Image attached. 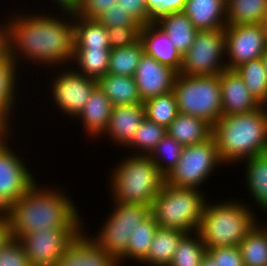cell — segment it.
<instances>
[{
  "mask_svg": "<svg viewBox=\"0 0 267 266\" xmlns=\"http://www.w3.org/2000/svg\"><path fill=\"white\" fill-rule=\"evenodd\" d=\"M44 10L46 9L35 12V9L26 11L22 8L23 12L12 10L8 12L10 14H4L7 15L6 18L2 16L3 47L20 72L25 69L20 67L24 63L32 65L29 68L43 67V70H47L46 73L51 74L48 69L70 66L72 62L73 13Z\"/></svg>",
  "mask_w": 267,
  "mask_h": 266,
  "instance_id": "cell-1",
  "label": "cell"
},
{
  "mask_svg": "<svg viewBox=\"0 0 267 266\" xmlns=\"http://www.w3.org/2000/svg\"><path fill=\"white\" fill-rule=\"evenodd\" d=\"M38 183L6 210L12 238L19 240L25 234L48 228H83L84 215L71 199L73 196H68L69 191L52 183Z\"/></svg>",
  "mask_w": 267,
  "mask_h": 266,
  "instance_id": "cell-2",
  "label": "cell"
},
{
  "mask_svg": "<svg viewBox=\"0 0 267 266\" xmlns=\"http://www.w3.org/2000/svg\"><path fill=\"white\" fill-rule=\"evenodd\" d=\"M212 136L226 168L267 152V106L246 114L222 115L212 126Z\"/></svg>",
  "mask_w": 267,
  "mask_h": 266,
  "instance_id": "cell-3",
  "label": "cell"
},
{
  "mask_svg": "<svg viewBox=\"0 0 267 266\" xmlns=\"http://www.w3.org/2000/svg\"><path fill=\"white\" fill-rule=\"evenodd\" d=\"M118 161L107 176L111 200L151 207L165 183V176L149 156L126 153Z\"/></svg>",
  "mask_w": 267,
  "mask_h": 266,
  "instance_id": "cell-4",
  "label": "cell"
},
{
  "mask_svg": "<svg viewBox=\"0 0 267 266\" xmlns=\"http://www.w3.org/2000/svg\"><path fill=\"white\" fill-rule=\"evenodd\" d=\"M233 198L236 197L213 202L209 197L206 201L197 230L206 249L239 246L245 235L262 220L246 204L247 200Z\"/></svg>",
  "mask_w": 267,
  "mask_h": 266,
  "instance_id": "cell-5",
  "label": "cell"
},
{
  "mask_svg": "<svg viewBox=\"0 0 267 266\" xmlns=\"http://www.w3.org/2000/svg\"><path fill=\"white\" fill-rule=\"evenodd\" d=\"M208 198L205 191L164 183L152 202L151 214L158 227L197 232Z\"/></svg>",
  "mask_w": 267,
  "mask_h": 266,
  "instance_id": "cell-6",
  "label": "cell"
},
{
  "mask_svg": "<svg viewBox=\"0 0 267 266\" xmlns=\"http://www.w3.org/2000/svg\"><path fill=\"white\" fill-rule=\"evenodd\" d=\"M112 208L105 214L95 233H87L104 251L113 256L120 264H127V247L133 230L150 214L151 207L141 204H124L112 201ZM124 262V263H123Z\"/></svg>",
  "mask_w": 267,
  "mask_h": 266,
  "instance_id": "cell-7",
  "label": "cell"
},
{
  "mask_svg": "<svg viewBox=\"0 0 267 266\" xmlns=\"http://www.w3.org/2000/svg\"><path fill=\"white\" fill-rule=\"evenodd\" d=\"M174 95L178 111L205 120L213 126L222 116L219 75L188 76L177 74Z\"/></svg>",
  "mask_w": 267,
  "mask_h": 266,
  "instance_id": "cell-8",
  "label": "cell"
},
{
  "mask_svg": "<svg viewBox=\"0 0 267 266\" xmlns=\"http://www.w3.org/2000/svg\"><path fill=\"white\" fill-rule=\"evenodd\" d=\"M223 165V166H222ZM222 162L213 136L205 142L184 146L180 160L165 177V183L173 187L195 188L204 191L208 181Z\"/></svg>",
  "mask_w": 267,
  "mask_h": 266,
  "instance_id": "cell-9",
  "label": "cell"
},
{
  "mask_svg": "<svg viewBox=\"0 0 267 266\" xmlns=\"http://www.w3.org/2000/svg\"><path fill=\"white\" fill-rule=\"evenodd\" d=\"M13 135L15 131L0 138V211H6L37 181L41 182L26 159L21 154L19 156L15 149L16 144H10L14 139Z\"/></svg>",
  "mask_w": 267,
  "mask_h": 266,
  "instance_id": "cell-10",
  "label": "cell"
},
{
  "mask_svg": "<svg viewBox=\"0 0 267 266\" xmlns=\"http://www.w3.org/2000/svg\"><path fill=\"white\" fill-rule=\"evenodd\" d=\"M52 72L56 73L52 75L51 82L48 80L46 85H50L45 90L51 91L48 94H51L50 104L53 108L57 107L55 110L63 113V117L67 116L73 121L97 86V81L76 72L71 66L55 67Z\"/></svg>",
  "mask_w": 267,
  "mask_h": 266,
  "instance_id": "cell-11",
  "label": "cell"
},
{
  "mask_svg": "<svg viewBox=\"0 0 267 266\" xmlns=\"http://www.w3.org/2000/svg\"><path fill=\"white\" fill-rule=\"evenodd\" d=\"M226 69L224 28L198 31L190 49L182 56L180 74L216 76Z\"/></svg>",
  "mask_w": 267,
  "mask_h": 266,
  "instance_id": "cell-12",
  "label": "cell"
},
{
  "mask_svg": "<svg viewBox=\"0 0 267 266\" xmlns=\"http://www.w3.org/2000/svg\"><path fill=\"white\" fill-rule=\"evenodd\" d=\"M83 228H48L36 230L22 236L19 241L24 246L32 266H57L69 243Z\"/></svg>",
  "mask_w": 267,
  "mask_h": 266,
  "instance_id": "cell-13",
  "label": "cell"
},
{
  "mask_svg": "<svg viewBox=\"0 0 267 266\" xmlns=\"http://www.w3.org/2000/svg\"><path fill=\"white\" fill-rule=\"evenodd\" d=\"M224 36L226 68L230 70L261 58L267 49L262 24L227 25Z\"/></svg>",
  "mask_w": 267,
  "mask_h": 266,
  "instance_id": "cell-14",
  "label": "cell"
},
{
  "mask_svg": "<svg viewBox=\"0 0 267 266\" xmlns=\"http://www.w3.org/2000/svg\"><path fill=\"white\" fill-rule=\"evenodd\" d=\"M177 74L172 68L144 53L134 75L141 101L144 103L154 96L171 92Z\"/></svg>",
  "mask_w": 267,
  "mask_h": 266,
  "instance_id": "cell-15",
  "label": "cell"
},
{
  "mask_svg": "<svg viewBox=\"0 0 267 266\" xmlns=\"http://www.w3.org/2000/svg\"><path fill=\"white\" fill-rule=\"evenodd\" d=\"M85 223L83 222V230L59 258L57 266H120L113 256L100 248L87 234L90 230L85 227Z\"/></svg>",
  "mask_w": 267,
  "mask_h": 266,
  "instance_id": "cell-16",
  "label": "cell"
},
{
  "mask_svg": "<svg viewBox=\"0 0 267 266\" xmlns=\"http://www.w3.org/2000/svg\"><path fill=\"white\" fill-rule=\"evenodd\" d=\"M222 115L246 114L262 105L251 95L236 70L226 69L219 74Z\"/></svg>",
  "mask_w": 267,
  "mask_h": 266,
  "instance_id": "cell-17",
  "label": "cell"
},
{
  "mask_svg": "<svg viewBox=\"0 0 267 266\" xmlns=\"http://www.w3.org/2000/svg\"><path fill=\"white\" fill-rule=\"evenodd\" d=\"M145 117L144 103L113 106L108 127L99 140L106 137L115 147L124 149Z\"/></svg>",
  "mask_w": 267,
  "mask_h": 266,
  "instance_id": "cell-18",
  "label": "cell"
},
{
  "mask_svg": "<svg viewBox=\"0 0 267 266\" xmlns=\"http://www.w3.org/2000/svg\"><path fill=\"white\" fill-rule=\"evenodd\" d=\"M113 105L98 85L91 92L90 97L82 108L81 112L74 118L79 120L80 128L84 132L86 140L98 139L106 131ZM88 137V138H87Z\"/></svg>",
  "mask_w": 267,
  "mask_h": 266,
  "instance_id": "cell-19",
  "label": "cell"
},
{
  "mask_svg": "<svg viewBox=\"0 0 267 266\" xmlns=\"http://www.w3.org/2000/svg\"><path fill=\"white\" fill-rule=\"evenodd\" d=\"M240 163H243V166H245V168L243 167L244 173H242L244 175L242 182L245 183L243 187L247 189L246 192L249 194L247 195L249 202L250 200V203L253 202L250 205L247 201L246 204L257 215L259 214L255 209L259 210L260 215L262 213L267 215V152L244 159Z\"/></svg>",
  "mask_w": 267,
  "mask_h": 266,
  "instance_id": "cell-20",
  "label": "cell"
},
{
  "mask_svg": "<svg viewBox=\"0 0 267 266\" xmlns=\"http://www.w3.org/2000/svg\"><path fill=\"white\" fill-rule=\"evenodd\" d=\"M139 40L144 47V53L155 58L160 64L168 66L178 74L181 70L182 55L177 51L168 35L154 22L143 25Z\"/></svg>",
  "mask_w": 267,
  "mask_h": 266,
  "instance_id": "cell-21",
  "label": "cell"
},
{
  "mask_svg": "<svg viewBox=\"0 0 267 266\" xmlns=\"http://www.w3.org/2000/svg\"><path fill=\"white\" fill-rule=\"evenodd\" d=\"M22 76L23 75H20L15 61L9 56L7 50L2 47L0 49V112L13 123V125L14 120H17L15 119L17 117L15 114L19 112L17 107L21 101L19 100V91L21 90L19 86H21Z\"/></svg>",
  "mask_w": 267,
  "mask_h": 266,
  "instance_id": "cell-22",
  "label": "cell"
},
{
  "mask_svg": "<svg viewBox=\"0 0 267 266\" xmlns=\"http://www.w3.org/2000/svg\"><path fill=\"white\" fill-rule=\"evenodd\" d=\"M182 12L198 31L227 26L226 0H186Z\"/></svg>",
  "mask_w": 267,
  "mask_h": 266,
  "instance_id": "cell-23",
  "label": "cell"
},
{
  "mask_svg": "<svg viewBox=\"0 0 267 266\" xmlns=\"http://www.w3.org/2000/svg\"><path fill=\"white\" fill-rule=\"evenodd\" d=\"M154 23L168 35L182 56L190 49L198 32L183 12L164 14Z\"/></svg>",
  "mask_w": 267,
  "mask_h": 266,
  "instance_id": "cell-24",
  "label": "cell"
},
{
  "mask_svg": "<svg viewBox=\"0 0 267 266\" xmlns=\"http://www.w3.org/2000/svg\"><path fill=\"white\" fill-rule=\"evenodd\" d=\"M167 134L183 146L205 142L212 136V126L205 120L184 113H178L167 127Z\"/></svg>",
  "mask_w": 267,
  "mask_h": 266,
  "instance_id": "cell-25",
  "label": "cell"
},
{
  "mask_svg": "<svg viewBox=\"0 0 267 266\" xmlns=\"http://www.w3.org/2000/svg\"><path fill=\"white\" fill-rule=\"evenodd\" d=\"M187 232L158 227L154 234L147 257L140 263L143 266H168L181 239Z\"/></svg>",
  "mask_w": 267,
  "mask_h": 266,
  "instance_id": "cell-26",
  "label": "cell"
},
{
  "mask_svg": "<svg viewBox=\"0 0 267 266\" xmlns=\"http://www.w3.org/2000/svg\"><path fill=\"white\" fill-rule=\"evenodd\" d=\"M97 85L109 98L113 106L143 103L134 77L107 73L97 81Z\"/></svg>",
  "mask_w": 267,
  "mask_h": 266,
  "instance_id": "cell-27",
  "label": "cell"
},
{
  "mask_svg": "<svg viewBox=\"0 0 267 266\" xmlns=\"http://www.w3.org/2000/svg\"><path fill=\"white\" fill-rule=\"evenodd\" d=\"M111 49L74 48L70 66L78 73L98 81L108 72Z\"/></svg>",
  "mask_w": 267,
  "mask_h": 266,
  "instance_id": "cell-28",
  "label": "cell"
},
{
  "mask_svg": "<svg viewBox=\"0 0 267 266\" xmlns=\"http://www.w3.org/2000/svg\"><path fill=\"white\" fill-rule=\"evenodd\" d=\"M74 48L110 49L107 28L97 19L73 13Z\"/></svg>",
  "mask_w": 267,
  "mask_h": 266,
  "instance_id": "cell-29",
  "label": "cell"
},
{
  "mask_svg": "<svg viewBox=\"0 0 267 266\" xmlns=\"http://www.w3.org/2000/svg\"><path fill=\"white\" fill-rule=\"evenodd\" d=\"M259 220L240 242L244 266H267V223Z\"/></svg>",
  "mask_w": 267,
  "mask_h": 266,
  "instance_id": "cell-30",
  "label": "cell"
},
{
  "mask_svg": "<svg viewBox=\"0 0 267 266\" xmlns=\"http://www.w3.org/2000/svg\"><path fill=\"white\" fill-rule=\"evenodd\" d=\"M267 17V0H226L227 25L262 24Z\"/></svg>",
  "mask_w": 267,
  "mask_h": 266,
  "instance_id": "cell-31",
  "label": "cell"
},
{
  "mask_svg": "<svg viewBox=\"0 0 267 266\" xmlns=\"http://www.w3.org/2000/svg\"><path fill=\"white\" fill-rule=\"evenodd\" d=\"M166 134L167 128L145 117L124 150L127 154L148 156Z\"/></svg>",
  "mask_w": 267,
  "mask_h": 266,
  "instance_id": "cell-32",
  "label": "cell"
},
{
  "mask_svg": "<svg viewBox=\"0 0 267 266\" xmlns=\"http://www.w3.org/2000/svg\"><path fill=\"white\" fill-rule=\"evenodd\" d=\"M143 54L144 47L139 39L127 47L111 49L107 73L134 77Z\"/></svg>",
  "mask_w": 267,
  "mask_h": 266,
  "instance_id": "cell-33",
  "label": "cell"
},
{
  "mask_svg": "<svg viewBox=\"0 0 267 266\" xmlns=\"http://www.w3.org/2000/svg\"><path fill=\"white\" fill-rule=\"evenodd\" d=\"M158 224L152 214H150L143 222H141L132 235L129 237L127 247V263L134 261V264H140L148 255L150 245ZM129 260V261H128Z\"/></svg>",
  "mask_w": 267,
  "mask_h": 266,
  "instance_id": "cell-34",
  "label": "cell"
},
{
  "mask_svg": "<svg viewBox=\"0 0 267 266\" xmlns=\"http://www.w3.org/2000/svg\"><path fill=\"white\" fill-rule=\"evenodd\" d=\"M235 70L243 78L251 95L262 106H267V74L262 59L243 63Z\"/></svg>",
  "mask_w": 267,
  "mask_h": 266,
  "instance_id": "cell-35",
  "label": "cell"
},
{
  "mask_svg": "<svg viewBox=\"0 0 267 266\" xmlns=\"http://www.w3.org/2000/svg\"><path fill=\"white\" fill-rule=\"evenodd\" d=\"M145 116L167 128L178 115V107L174 91L154 96L144 102Z\"/></svg>",
  "mask_w": 267,
  "mask_h": 266,
  "instance_id": "cell-36",
  "label": "cell"
},
{
  "mask_svg": "<svg viewBox=\"0 0 267 266\" xmlns=\"http://www.w3.org/2000/svg\"><path fill=\"white\" fill-rule=\"evenodd\" d=\"M206 246L197 232L187 233L179 242L168 266H200Z\"/></svg>",
  "mask_w": 267,
  "mask_h": 266,
  "instance_id": "cell-37",
  "label": "cell"
},
{
  "mask_svg": "<svg viewBox=\"0 0 267 266\" xmlns=\"http://www.w3.org/2000/svg\"><path fill=\"white\" fill-rule=\"evenodd\" d=\"M184 146L166 134L148 155L166 177L180 160Z\"/></svg>",
  "mask_w": 267,
  "mask_h": 266,
  "instance_id": "cell-38",
  "label": "cell"
},
{
  "mask_svg": "<svg viewBox=\"0 0 267 266\" xmlns=\"http://www.w3.org/2000/svg\"><path fill=\"white\" fill-rule=\"evenodd\" d=\"M97 20L106 28L142 27L118 2L107 9Z\"/></svg>",
  "mask_w": 267,
  "mask_h": 266,
  "instance_id": "cell-39",
  "label": "cell"
},
{
  "mask_svg": "<svg viewBox=\"0 0 267 266\" xmlns=\"http://www.w3.org/2000/svg\"><path fill=\"white\" fill-rule=\"evenodd\" d=\"M0 266H32L24 246L18 239H11L0 249Z\"/></svg>",
  "mask_w": 267,
  "mask_h": 266,
  "instance_id": "cell-40",
  "label": "cell"
},
{
  "mask_svg": "<svg viewBox=\"0 0 267 266\" xmlns=\"http://www.w3.org/2000/svg\"><path fill=\"white\" fill-rule=\"evenodd\" d=\"M206 253L218 266H244L238 246L213 247L207 249Z\"/></svg>",
  "mask_w": 267,
  "mask_h": 266,
  "instance_id": "cell-41",
  "label": "cell"
},
{
  "mask_svg": "<svg viewBox=\"0 0 267 266\" xmlns=\"http://www.w3.org/2000/svg\"><path fill=\"white\" fill-rule=\"evenodd\" d=\"M141 27L107 28L110 49L127 47L139 39Z\"/></svg>",
  "mask_w": 267,
  "mask_h": 266,
  "instance_id": "cell-42",
  "label": "cell"
},
{
  "mask_svg": "<svg viewBox=\"0 0 267 266\" xmlns=\"http://www.w3.org/2000/svg\"><path fill=\"white\" fill-rule=\"evenodd\" d=\"M153 22L164 14L182 12L186 0H145Z\"/></svg>",
  "mask_w": 267,
  "mask_h": 266,
  "instance_id": "cell-43",
  "label": "cell"
},
{
  "mask_svg": "<svg viewBox=\"0 0 267 266\" xmlns=\"http://www.w3.org/2000/svg\"><path fill=\"white\" fill-rule=\"evenodd\" d=\"M118 3L127 10L141 26L153 23V16L148 12L145 0H118Z\"/></svg>",
  "mask_w": 267,
  "mask_h": 266,
  "instance_id": "cell-44",
  "label": "cell"
},
{
  "mask_svg": "<svg viewBox=\"0 0 267 266\" xmlns=\"http://www.w3.org/2000/svg\"><path fill=\"white\" fill-rule=\"evenodd\" d=\"M117 2L118 0H84L75 14L87 19H97Z\"/></svg>",
  "mask_w": 267,
  "mask_h": 266,
  "instance_id": "cell-45",
  "label": "cell"
},
{
  "mask_svg": "<svg viewBox=\"0 0 267 266\" xmlns=\"http://www.w3.org/2000/svg\"><path fill=\"white\" fill-rule=\"evenodd\" d=\"M12 239L10 219L6 211H0V249Z\"/></svg>",
  "mask_w": 267,
  "mask_h": 266,
  "instance_id": "cell-46",
  "label": "cell"
},
{
  "mask_svg": "<svg viewBox=\"0 0 267 266\" xmlns=\"http://www.w3.org/2000/svg\"><path fill=\"white\" fill-rule=\"evenodd\" d=\"M84 0H51L50 3L54 4L53 9L58 12L76 13L82 6ZM57 6V7H56Z\"/></svg>",
  "mask_w": 267,
  "mask_h": 266,
  "instance_id": "cell-47",
  "label": "cell"
},
{
  "mask_svg": "<svg viewBox=\"0 0 267 266\" xmlns=\"http://www.w3.org/2000/svg\"><path fill=\"white\" fill-rule=\"evenodd\" d=\"M12 126L13 124L0 112V138L9 135L14 130H17L15 125L13 126L14 128Z\"/></svg>",
  "mask_w": 267,
  "mask_h": 266,
  "instance_id": "cell-48",
  "label": "cell"
},
{
  "mask_svg": "<svg viewBox=\"0 0 267 266\" xmlns=\"http://www.w3.org/2000/svg\"><path fill=\"white\" fill-rule=\"evenodd\" d=\"M200 266H218V264L206 253L201 260Z\"/></svg>",
  "mask_w": 267,
  "mask_h": 266,
  "instance_id": "cell-49",
  "label": "cell"
},
{
  "mask_svg": "<svg viewBox=\"0 0 267 266\" xmlns=\"http://www.w3.org/2000/svg\"><path fill=\"white\" fill-rule=\"evenodd\" d=\"M261 59H262V61H263L264 68H265V70H266V74H267V49H266V51L264 52V54L262 55Z\"/></svg>",
  "mask_w": 267,
  "mask_h": 266,
  "instance_id": "cell-50",
  "label": "cell"
},
{
  "mask_svg": "<svg viewBox=\"0 0 267 266\" xmlns=\"http://www.w3.org/2000/svg\"><path fill=\"white\" fill-rule=\"evenodd\" d=\"M3 47V26L2 21H0V49Z\"/></svg>",
  "mask_w": 267,
  "mask_h": 266,
  "instance_id": "cell-51",
  "label": "cell"
},
{
  "mask_svg": "<svg viewBox=\"0 0 267 266\" xmlns=\"http://www.w3.org/2000/svg\"><path fill=\"white\" fill-rule=\"evenodd\" d=\"M262 26L264 28V33H265V38H266V43H267V17L264 19Z\"/></svg>",
  "mask_w": 267,
  "mask_h": 266,
  "instance_id": "cell-52",
  "label": "cell"
}]
</instances>
